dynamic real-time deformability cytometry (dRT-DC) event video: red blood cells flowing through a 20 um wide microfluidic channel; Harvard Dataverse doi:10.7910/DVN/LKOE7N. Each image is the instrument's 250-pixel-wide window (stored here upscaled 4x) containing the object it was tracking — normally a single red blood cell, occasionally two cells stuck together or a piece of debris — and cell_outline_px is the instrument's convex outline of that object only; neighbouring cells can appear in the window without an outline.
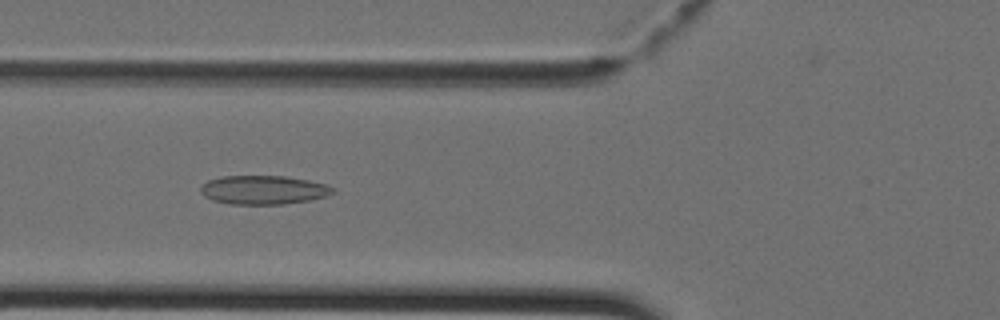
{"species": "Egyptian fruit bat (a non-hibernating species)", "species_latin": "Rousettus aegyptiacus", "temperature_condition": "cold", "stored_images_in_passage": 43, "camera_frame_rate_fps": 3000, "um_per_image_px": 0.085, "animal": {"sex": "female"}, "frame": {"image": 1, "passage_image": 16, "time_ms": 5.0, "image_size_px": [1000, 320], "cell_outline_px": [[336, 192], [324, 196], [308, 200], [284, 204], [232, 204], [212, 200], [204, 196], [200, 192], [200, 188], [208, 180], [220, 176], [284, 176], [308, 180], [328, 184], [336, 188]], "centroid_in_image_um": [22.41, 16.13], "position_along_channel_um": 103.4, "area_um2": 22.25}}
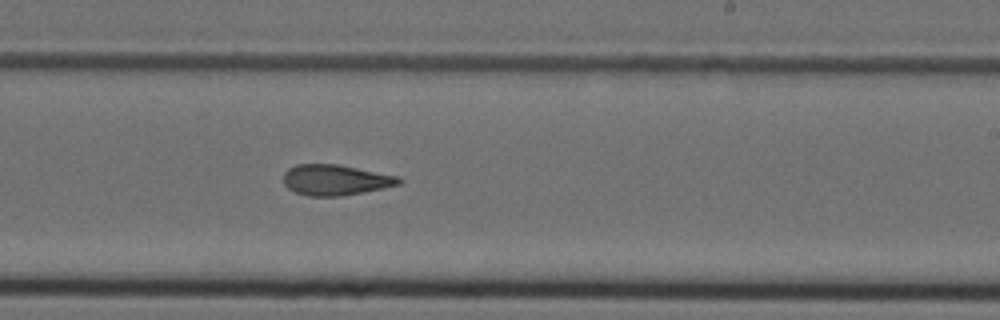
{"frame": {"image": 2, "passage_image": 26, "time_ms": 8.333, "image_size_px": [1000, 320], "cell_outline_px": [[404, 180], [400, 184], [344, 196], [308, 196], [296, 192], [288, 188], [284, 184], [284, 172], [288, 168], [296, 164], [340, 164], [400, 176]], "centroid_in_image_um": [28.54, 15.28], "position_along_channel_um": 260.5, "area_um2": 20.81}}
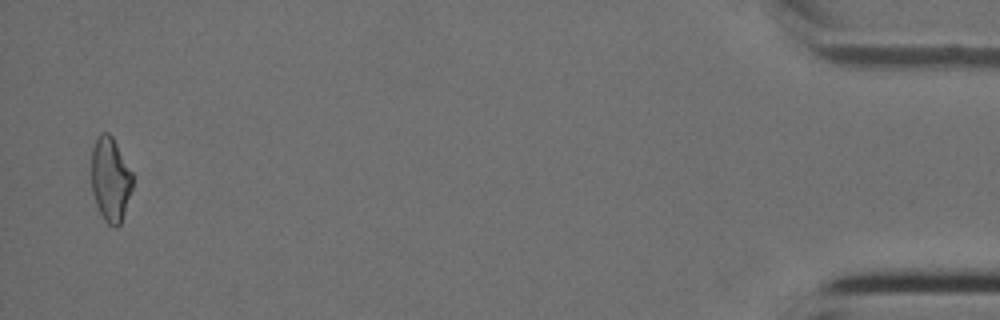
{"frame": {"image": 3, "passage_image": 42, "time_ms": 13.667, "image_size_px": [1000, 320], "cell_outline_px": [[132, 188], [120, 224], [116, 228], [112, 228], [104, 220], [96, 204], [92, 192], [92, 148], [100, 132], [108, 132], [112, 136], [132, 172]], "centroid_in_image_um": [9.38, 15.25], "position_along_channel_um": 425.8, "area_um2": 20.06}}